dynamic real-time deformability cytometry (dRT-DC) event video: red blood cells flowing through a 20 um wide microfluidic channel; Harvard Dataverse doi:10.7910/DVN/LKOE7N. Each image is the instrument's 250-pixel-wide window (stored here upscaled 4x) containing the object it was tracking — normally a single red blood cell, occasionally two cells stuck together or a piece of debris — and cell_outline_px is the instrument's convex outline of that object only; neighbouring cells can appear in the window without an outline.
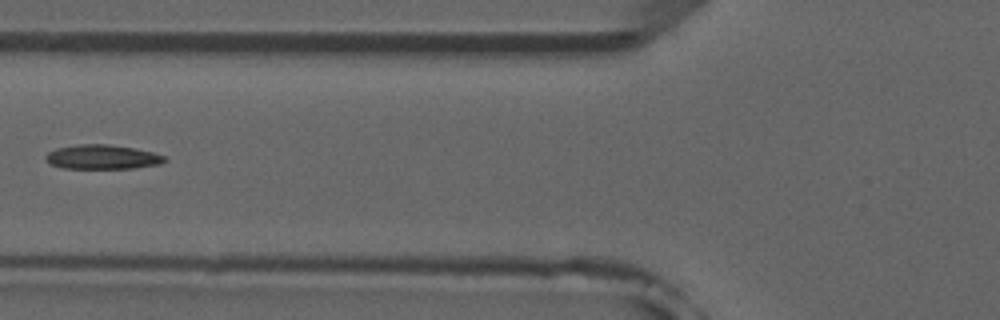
{"species": "common noctule bat (a hibernating species)", "species_latin": "Nyctalus noctula", "temperature_condition": "room temperature", "stored_images_in_passage": 6, "camera_frame_rate_fps": 3000, "um_per_image_px": 0.085, "animal": {"sex": "male", "forearm_length_mm": 52.5}, "frame": {"image": 1, "passage_image": 5, "time_ms": 4.667, "image_size_px": [1000, 320], "cell_outline_px": [[168, 160], [160, 164], [132, 168], [60, 168], [48, 164], [44, 160], [44, 156], [48, 152], [56, 148], [80, 144], [108, 144], [132, 148], [152, 152], [164, 156]], "centroid_in_image_um": [8.63, 13.35], "position_along_channel_um": 117.2, "area_um2": 16.94}}
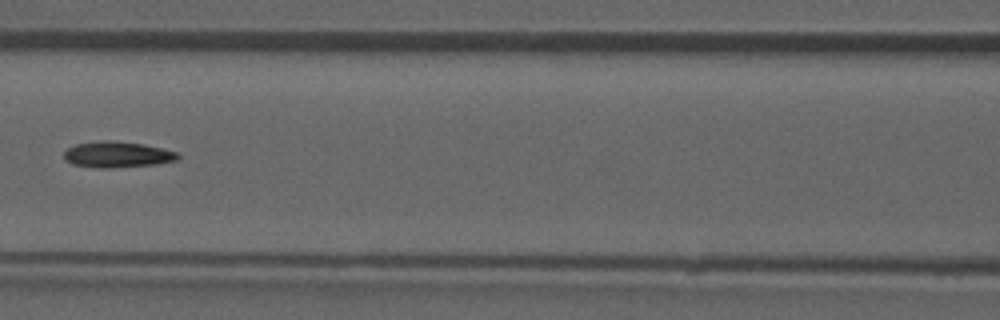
{"frame": {"image": 2, "passage_image": 6, "time_ms": 5.667, "image_size_px": [1000, 320], "cell_outline_px": [[180, 156], [176, 160], [156, 164], [112, 168], [100, 168], [72, 164], [64, 160], [64, 152], [68, 148], [76, 144], [104, 140], [116, 140], [144, 144], [176, 152]], "centroid_in_image_um": [9.94, 13.13], "position_along_channel_um": 156.7, "area_um2": 17.22}}